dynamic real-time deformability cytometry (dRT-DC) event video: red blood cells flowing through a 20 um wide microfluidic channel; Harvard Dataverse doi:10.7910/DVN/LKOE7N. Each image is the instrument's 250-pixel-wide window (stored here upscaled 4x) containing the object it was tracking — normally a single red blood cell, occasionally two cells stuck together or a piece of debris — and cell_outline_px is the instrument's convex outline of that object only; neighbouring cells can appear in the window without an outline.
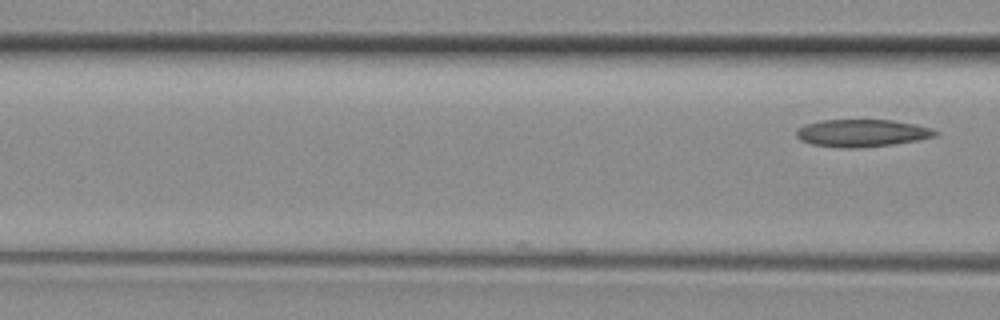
{"species": "common noctule bat (a hibernating species)", "species_latin": "Nyctalus noctula", "temperature_condition": "room temperature", "stored_images_in_passage": 6, "camera_frame_rate_fps": 3000, "um_per_image_px": 0.085, "animal": {"sex": "female", "body_mass_g": 29.2, "forearm_length_mm": 56.3}, "frame": {"image": 1, "passage_image": 6, "time_ms": 1.667, "image_size_px": [1000, 320], "cell_outline_px": [[940, 132], [936, 136], [920, 140], [892, 144], [852, 148], [840, 148], [812, 144], [800, 140], [796, 136], [796, 132], [804, 124], [820, 120], [892, 120], [916, 124], [932, 128]], "centroid_in_image_um": [73.29, 11.3], "position_along_channel_um": 93.3, "area_um2": 22.25}}